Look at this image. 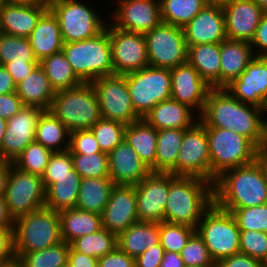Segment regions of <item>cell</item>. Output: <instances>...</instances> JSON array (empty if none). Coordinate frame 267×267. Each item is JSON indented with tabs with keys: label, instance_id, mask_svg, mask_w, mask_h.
<instances>
[{
	"label": "cell",
	"instance_id": "12",
	"mask_svg": "<svg viewBox=\"0 0 267 267\" xmlns=\"http://www.w3.org/2000/svg\"><path fill=\"white\" fill-rule=\"evenodd\" d=\"M144 37L149 66L171 69L187 62L188 47L183 28L161 23Z\"/></svg>",
	"mask_w": 267,
	"mask_h": 267
},
{
	"label": "cell",
	"instance_id": "3",
	"mask_svg": "<svg viewBox=\"0 0 267 267\" xmlns=\"http://www.w3.org/2000/svg\"><path fill=\"white\" fill-rule=\"evenodd\" d=\"M214 203L213 183L197 177L170 173L164 221L197 228L204 212Z\"/></svg>",
	"mask_w": 267,
	"mask_h": 267
},
{
	"label": "cell",
	"instance_id": "63",
	"mask_svg": "<svg viewBox=\"0 0 267 267\" xmlns=\"http://www.w3.org/2000/svg\"><path fill=\"white\" fill-rule=\"evenodd\" d=\"M0 227H14V219L9 213L4 196H0Z\"/></svg>",
	"mask_w": 267,
	"mask_h": 267
},
{
	"label": "cell",
	"instance_id": "68",
	"mask_svg": "<svg viewBox=\"0 0 267 267\" xmlns=\"http://www.w3.org/2000/svg\"><path fill=\"white\" fill-rule=\"evenodd\" d=\"M231 0H206L207 4L220 5L223 6L229 3Z\"/></svg>",
	"mask_w": 267,
	"mask_h": 267
},
{
	"label": "cell",
	"instance_id": "11",
	"mask_svg": "<svg viewBox=\"0 0 267 267\" xmlns=\"http://www.w3.org/2000/svg\"><path fill=\"white\" fill-rule=\"evenodd\" d=\"M4 198L14 220L44 208L45 188L42 177L21 171L11 162Z\"/></svg>",
	"mask_w": 267,
	"mask_h": 267
},
{
	"label": "cell",
	"instance_id": "54",
	"mask_svg": "<svg viewBox=\"0 0 267 267\" xmlns=\"http://www.w3.org/2000/svg\"><path fill=\"white\" fill-rule=\"evenodd\" d=\"M164 254L165 249L160 243L152 246L135 258V267H160Z\"/></svg>",
	"mask_w": 267,
	"mask_h": 267
},
{
	"label": "cell",
	"instance_id": "22",
	"mask_svg": "<svg viewBox=\"0 0 267 267\" xmlns=\"http://www.w3.org/2000/svg\"><path fill=\"white\" fill-rule=\"evenodd\" d=\"M222 8L227 39L250 43L266 12L254 0H231Z\"/></svg>",
	"mask_w": 267,
	"mask_h": 267
},
{
	"label": "cell",
	"instance_id": "19",
	"mask_svg": "<svg viewBox=\"0 0 267 267\" xmlns=\"http://www.w3.org/2000/svg\"><path fill=\"white\" fill-rule=\"evenodd\" d=\"M43 110L37 107L23 106L7 126L0 147V159L12 162L28 144L35 141L37 121Z\"/></svg>",
	"mask_w": 267,
	"mask_h": 267
},
{
	"label": "cell",
	"instance_id": "39",
	"mask_svg": "<svg viewBox=\"0 0 267 267\" xmlns=\"http://www.w3.org/2000/svg\"><path fill=\"white\" fill-rule=\"evenodd\" d=\"M162 23L185 27L207 4L206 0H159Z\"/></svg>",
	"mask_w": 267,
	"mask_h": 267
},
{
	"label": "cell",
	"instance_id": "41",
	"mask_svg": "<svg viewBox=\"0 0 267 267\" xmlns=\"http://www.w3.org/2000/svg\"><path fill=\"white\" fill-rule=\"evenodd\" d=\"M69 247L62 241L40 251L24 253L17 263L20 267H62L68 263Z\"/></svg>",
	"mask_w": 267,
	"mask_h": 267
},
{
	"label": "cell",
	"instance_id": "60",
	"mask_svg": "<svg viewBox=\"0 0 267 267\" xmlns=\"http://www.w3.org/2000/svg\"><path fill=\"white\" fill-rule=\"evenodd\" d=\"M12 92H16V84L5 66L0 65V95Z\"/></svg>",
	"mask_w": 267,
	"mask_h": 267
},
{
	"label": "cell",
	"instance_id": "34",
	"mask_svg": "<svg viewBox=\"0 0 267 267\" xmlns=\"http://www.w3.org/2000/svg\"><path fill=\"white\" fill-rule=\"evenodd\" d=\"M124 139L136 151L151 172H155L157 129L141 118L126 125Z\"/></svg>",
	"mask_w": 267,
	"mask_h": 267
},
{
	"label": "cell",
	"instance_id": "67",
	"mask_svg": "<svg viewBox=\"0 0 267 267\" xmlns=\"http://www.w3.org/2000/svg\"><path fill=\"white\" fill-rule=\"evenodd\" d=\"M6 126H7V120H4L0 117V147L3 141V137L5 135Z\"/></svg>",
	"mask_w": 267,
	"mask_h": 267
},
{
	"label": "cell",
	"instance_id": "51",
	"mask_svg": "<svg viewBox=\"0 0 267 267\" xmlns=\"http://www.w3.org/2000/svg\"><path fill=\"white\" fill-rule=\"evenodd\" d=\"M73 161L69 150L53 152L41 177H62L71 175Z\"/></svg>",
	"mask_w": 267,
	"mask_h": 267
},
{
	"label": "cell",
	"instance_id": "17",
	"mask_svg": "<svg viewBox=\"0 0 267 267\" xmlns=\"http://www.w3.org/2000/svg\"><path fill=\"white\" fill-rule=\"evenodd\" d=\"M170 187V173L150 172L135 185L138 221L161 223Z\"/></svg>",
	"mask_w": 267,
	"mask_h": 267
},
{
	"label": "cell",
	"instance_id": "25",
	"mask_svg": "<svg viewBox=\"0 0 267 267\" xmlns=\"http://www.w3.org/2000/svg\"><path fill=\"white\" fill-rule=\"evenodd\" d=\"M49 3L16 4L0 1V32L28 38Z\"/></svg>",
	"mask_w": 267,
	"mask_h": 267
},
{
	"label": "cell",
	"instance_id": "45",
	"mask_svg": "<svg viewBox=\"0 0 267 267\" xmlns=\"http://www.w3.org/2000/svg\"><path fill=\"white\" fill-rule=\"evenodd\" d=\"M196 228L162 221L159 223V241L165 251L181 253Z\"/></svg>",
	"mask_w": 267,
	"mask_h": 267
},
{
	"label": "cell",
	"instance_id": "56",
	"mask_svg": "<svg viewBox=\"0 0 267 267\" xmlns=\"http://www.w3.org/2000/svg\"><path fill=\"white\" fill-rule=\"evenodd\" d=\"M250 45L255 56L267 57V13L263 15L256 28L254 38L251 40Z\"/></svg>",
	"mask_w": 267,
	"mask_h": 267
},
{
	"label": "cell",
	"instance_id": "14",
	"mask_svg": "<svg viewBox=\"0 0 267 267\" xmlns=\"http://www.w3.org/2000/svg\"><path fill=\"white\" fill-rule=\"evenodd\" d=\"M91 83L97 94L102 118L125 125L141 119L134 111L125 75H108Z\"/></svg>",
	"mask_w": 267,
	"mask_h": 267
},
{
	"label": "cell",
	"instance_id": "1",
	"mask_svg": "<svg viewBox=\"0 0 267 267\" xmlns=\"http://www.w3.org/2000/svg\"><path fill=\"white\" fill-rule=\"evenodd\" d=\"M199 120L206 127L228 129L248 138L256 147L266 139L262 109L242 103L225 88H212Z\"/></svg>",
	"mask_w": 267,
	"mask_h": 267
},
{
	"label": "cell",
	"instance_id": "42",
	"mask_svg": "<svg viewBox=\"0 0 267 267\" xmlns=\"http://www.w3.org/2000/svg\"><path fill=\"white\" fill-rule=\"evenodd\" d=\"M24 64L39 62L30 46L28 38L11 36L0 32V65L7 63Z\"/></svg>",
	"mask_w": 267,
	"mask_h": 267
},
{
	"label": "cell",
	"instance_id": "28",
	"mask_svg": "<svg viewBox=\"0 0 267 267\" xmlns=\"http://www.w3.org/2000/svg\"><path fill=\"white\" fill-rule=\"evenodd\" d=\"M255 57L249 42L225 39L220 43V88H225L245 71Z\"/></svg>",
	"mask_w": 267,
	"mask_h": 267
},
{
	"label": "cell",
	"instance_id": "52",
	"mask_svg": "<svg viewBox=\"0 0 267 267\" xmlns=\"http://www.w3.org/2000/svg\"><path fill=\"white\" fill-rule=\"evenodd\" d=\"M16 262L14 227H0V267H8Z\"/></svg>",
	"mask_w": 267,
	"mask_h": 267
},
{
	"label": "cell",
	"instance_id": "7",
	"mask_svg": "<svg viewBox=\"0 0 267 267\" xmlns=\"http://www.w3.org/2000/svg\"><path fill=\"white\" fill-rule=\"evenodd\" d=\"M83 1L49 0V9L58 20L64 43L93 38L107 25V18L104 20L102 12L98 13L100 9L96 10L88 0Z\"/></svg>",
	"mask_w": 267,
	"mask_h": 267
},
{
	"label": "cell",
	"instance_id": "70",
	"mask_svg": "<svg viewBox=\"0 0 267 267\" xmlns=\"http://www.w3.org/2000/svg\"><path fill=\"white\" fill-rule=\"evenodd\" d=\"M261 266L267 267V255L261 260Z\"/></svg>",
	"mask_w": 267,
	"mask_h": 267
},
{
	"label": "cell",
	"instance_id": "35",
	"mask_svg": "<svg viewBox=\"0 0 267 267\" xmlns=\"http://www.w3.org/2000/svg\"><path fill=\"white\" fill-rule=\"evenodd\" d=\"M114 186L110 177L82 178L75 207L101 215Z\"/></svg>",
	"mask_w": 267,
	"mask_h": 267
},
{
	"label": "cell",
	"instance_id": "32",
	"mask_svg": "<svg viewBox=\"0 0 267 267\" xmlns=\"http://www.w3.org/2000/svg\"><path fill=\"white\" fill-rule=\"evenodd\" d=\"M187 61L212 88H220V43L188 47Z\"/></svg>",
	"mask_w": 267,
	"mask_h": 267
},
{
	"label": "cell",
	"instance_id": "43",
	"mask_svg": "<svg viewBox=\"0 0 267 267\" xmlns=\"http://www.w3.org/2000/svg\"><path fill=\"white\" fill-rule=\"evenodd\" d=\"M53 151L34 141L12 161L21 171L42 176Z\"/></svg>",
	"mask_w": 267,
	"mask_h": 267
},
{
	"label": "cell",
	"instance_id": "4",
	"mask_svg": "<svg viewBox=\"0 0 267 267\" xmlns=\"http://www.w3.org/2000/svg\"><path fill=\"white\" fill-rule=\"evenodd\" d=\"M62 51L83 83L114 74L112 47L106 28L93 38L64 43Z\"/></svg>",
	"mask_w": 267,
	"mask_h": 267
},
{
	"label": "cell",
	"instance_id": "40",
	"mask_svg": "<svg viewBox=\"0 0 267 267\" xmlns=\"http://www.w3.org/2000/svg\"><path fill=\"white\" fill-rule=\"evenodd\" d=\"M69 245L74 251L98 259L118 246L117 235L102 227L97 232L73 240Z\"/></svg>",
	"mask_w": 267,
	"mask_h": 267
},
{
	"label": "cell",
	"instance_id": "55",
	"mask_svg": "<svg viewBox=\"0 0 267 267\" xmlns=\"http://www.w3.org/2000/svg\"><path fill=\"white\" fill-rule=\"evenodd\" d=\"M23 106L16 92L0 95V117L4 120L12 118Z\"/></svg>",
	"mask_w": 267,
	"mask_h": 267
},
{
	"label": "cell",
	"instance_id": "66",
	"mask_svg": "<svg viewBox=\"0 0 267 267\" xmlns=\"http://www.w3.org/2000/svg\"><path fill=\"white\" fill-rule=\"evenodd\" d=\"M262 120H263V131H264L265 137L267 138V100L264 102V105L262 108Z\"/></svg>",
	"mask_w": 267,
	"mask_h": 267
},
{
	"label": "cell",
	"instance_id": "57",
	"mask_svg": "<svg viewBox=\"0 0 267 267\" xmlns=\"http://www.w3.org/2000/svg\"><path fill=\"white\" fill-rule=\"evenodd\" d=\"M215 267H262L261 260L238 253L216 262Z\"/></svg>",
	"mask_w": 267,
	"mask_h": 267
},
{
	"label": "cell",
	"instance_id": "2",
	"mask_svg": "<svg viewBox=\"0 0 267 267\" xmlns=\"http://www.w3.org/2000/svg\"><path fill=\"white\" fill-rule=\"evenodd\" d=\"M214 203L221 209H235L267 203V179L259 165L250 164L224 171L213 184Z\"/></svg>",
	"mask_w": 267,
	"mask_h": 267
},
{
	"label": "cell",
	"instance_id": "21",
	"mask_svg": "<svg viewBox=\"0 0 267 267\" xmlns=\"http://www.w3.org/2000/svg\"><path fill=\"white\" fill-rule=\"evenodd\" d=\"M135 186L115 185L101 214L102 227L117 236L138 222Z\"/></svg>",
	"mask_w": 267,
	"mask_h": 267
},
{
	"label": "cell",
	"instance_id": "5",
	"mask_svg": "<svg viewBox=\"0 0 267 267\" xmlns=\"http://www.w3.org/2000/svg\"><path fill=\"white\" fill-rule=\"evenodd\" d=\"M62 242L60 216L46 207L14 220V250L18 260L24 253L40 251Z\"/></svg>",
	"mask_w": 267,
	"mask_h": 267
},
{
	"label": "cell",
	"instance_id": "24",
	"mask_svg": "<svg viewBox=\"0 0 267 267\" xmlns=\"http://www.w3.org/2000/svg\"><path fill=\"white\" fill-rule=\"evenodd\" d=\"M108 165L115 185L135 186L151 172L125 139L108 153Z\"/></svg>",
	"mask_w": 267,
	"mask_h": 267
},
{
	"label": "cell",
	"instance_id": "33",
	"mask_svg": "<svg viewBox=\"0 0 267 267\" xmlns=\"http://www.w3.org/2000/svg\"><path fill=\"white\" fill-rule=\"evenodd\" d=\"M61 239L67 244L102 228L101 215L76 207L59 211Z\"/></svg>",
	"mask_w": 267,
	"mask_h": 267
},
{
	"label": "cell",
	"instance_id": "69",
	"mask_svg": "<svg viewBox=\"0 0 267 267\" xmlns=\"http://www.w3.org/2000/svg\"><path fill=\"white\" fill-rule=\"evenodd\" d=\"M258 6L267 13V0H254Z\"/></svg>",
	"mask_w": 267,
	"mask_h": 267
},
{
	"label": "cell",
	"instance_id": "64",
	"mask_svg": "<svg viewBox=\"0 0 267 267\" xmlns=\"http://www.w3.org/2000/svg\"><path fill=\"white\" fill-rule=\"evenodd\" d=\"M11 162L0 159V196H4Z\"/></svg>",
	"mask_w": 267,
	"mask_h": 267
},
{
	"label": "cell",
	"instance_id": "37",
	"mask_svg": "<svg viewBox=\"0 0 267 267\" xmlns=\"http://www.w3.org/2000/svg\"><path fill=\"white\" fill-rule=\"evenodd\" d=\"M69 131L65 124L50 110L40 115L35 133V141L53 152L69 149Z\"/></svg>",
	"mask_w": 267,
	"mask_h": 267
},
{
	"label": "cell",
	"instance_id": "15",
	"mask_svg": "<svg viewBox=\"0 0 267 267\" xmlns=\"http://www.w3.org/2000/svg\"><path fill=\"white\" fill-rule=\"evenodd\" d=\"M110 7L108 21L124 31L145 35L162 23L159 0H112Z\"/></svg>",
	"mask_w": 267,
	"mask_h": 267
},
{
	"label": "cell",
	"instance_id": "59",
	"mask_svg": "<svg viewBox=\"0 0 267 267\" xmlns=\"http://www.w3.org/2000/svg\"><path fill=\"white\" fill-rule=\"evenodd\" d=\"M68 264L71 267H97L98 259L81 252L74 251L69 247Z\"/></svg>",
	"mask_w": 267,
	"mask_h": 267
},
{
	"label": "cell",
	"instance_id": "10",
	"mask_svg": "<svg viewBox=\"0 0 267 267\" xmlns=\"http://www.w3.org/2000/svg\"><path fill=\"white\" fill-rule=\"evenodd\" d=\"M124 75L134 111L140 118L158 103L171 99L170 69L147 66Z\"/></svg>",
	"mask_w": 267,
	"mask_h": 267
},
{
	"label": "cell",
	"instance_id": "48",
	"mask_svg": "<svg viewBox=\"0 0 267 267\" xmlns=\"http://www.w3.org/2000/svg\"><path fill=\"white\" fill-rule=\"evenodd\" d=\"M240 231H262L267 233V203L235 209L232 212Z\"/></svg>",
	"mask_w": 267,
	"mask_h": 267
},
{
	"label": "cell",
	"instance_id": "62",
	"mask_svg": "<svg viewBox=\"0 0 267 267\" xmlns=\"http://www.w3.org/2000/svg\"><path fill=\"white\" fill-rule=\"evenodd\" d=\"M160 267H185V265L179 253L165 251Z\"/></svg>",
	"mask_w": 267,
	"mask_h": 267
},
{
	"label": "cell",
	"instance_id": "20",
	"mask_svg": "<svg viewBox=\"0 0 267 267\" xmlns=\"http://www.w3.org/2000/svg\"><path fill=\"white\" fill-rule=\"evenodd\" d=\"M225 89L238 101L262 109L267 100V57L255 56Z\"/></svg>",
	"mask_w": 267,
	"mask_h": 267
},
{
	"label": "cell",
	"instance_id": "31",
	"mask_svg": "<svg viewBox=\"0 0 267 267\" xmlns=\"http://www.w3.org/2000/svg\"><path fill=\"white\" fill-rule=\"evenodd\" d=\"M159 243V223L138 221L117 236L118 247L133 258Z\"/></svg>",
	"mask_w": 267,
	"mask_h": 267
},
{
	"label": "cell",
	"instance_id": "46",
	"mask_svg": "<svg viewBox=\"0 0 267 267\" xmlns=\"http://www.w3.org/2000/svg\"><path fill=\"white\" fill-rule=\"evenodd\" d=\"M74 170L82 178L110 177L108 153L71 154Z\"/></svg>",
	"mask_w": 267,
	"mask_h": 267
},
{
	"label": "cell",
	"instance_id": "65",
	"mask_svg": "<svg viewBox=\"0 0 267 267\" xmlns=\"http://www.w3.org/2000/svg\"><path fill=\"white\" fill-rule=\"evenodd\" d=\"M7 3L16 4H39V3H49V0H0Z\"/></svg>",
	"mask_w": 267,
	"mask_h": 267
},
{
	"label": "cell",
	"instance_id": "16",
	"mask_svg": "<svg viewBox=\"0 0 267 267\" xmlns=\"http://www.w3.org/2000/svg\"><path fill=\"white\" fill-rule=\"evenodd\" d=\"M112 47L114 74L124 75L149 66L144 34L128 32L107 22Z\"/></svg>",
	"mask_w": 267,
	"mask_h": 267
},
{
	"label": "cell",
	"instance_id": "47",
	"mask_svg": "<svg viewBox=\"0 0 267 267\" xmlns=\"http://www.w3.org/2000/svg\"><path fill=\"white\" fill-rule=\"evenodd\" d=\"M181 258L185 266L189 267H215V261L210 256L203 238L196 231L182 249Z\"/></svg>",
	"mask_w": 267,
	"mask_h": 267
},
{
	"label": "cell",
	"instance_id": "36",
	"mask_svg": "<svg viewBox=\"0 0 267 267\" xmlns=\"http://www.w3.org/2000/svg\"><path fill=\"white\" fill-rule=\"evenodd\" d=\"M187 129L157 130L155 172L176 176V159Z\"/></svg>",
	"mask_w": 267,
	"mask_h": 267
},
{
	"label": "cell",
	"instance_id": "44",
	"mask_svg": "<svg viewBox=\"0 0 267 267\" xmlns=\"http://www.w3.org/2000/svg\"><path fill=\"white\" fill-rule=\"evenodd\" d=\"M126 125L100 118L91 128L102 152L109 153L124 139Z\"/></svg>",
	"mask_w": 267,
	"mask_h": 267
},
{
	"label": "cell",
	"instance_id": "8",
	"mask_svg": "<svg viewBox=\"0 0 267 267\" xmlns=\"http://www.w3.org/2000/svg\"><path fill=\"white\" fill-rule=\"evenodd\" d=\"M215 263L240 253V229L231 212L213 203L196 228Z\"/></svg>",
	"mask_w": 267,
	"mask_h": 267
},
{
	"label": "cell",
	"instance_id": "50",
	"mask_svg": "<svg viewBox=\"0 0 267 267\" xmlns=\"http://www.w3.org/2000/svg\"><path fill=\"white\" fill-rule=\"evenodd\" d=\"M71 154H92L102 152L90 129L75 130L69 133V149Z\"/></svg>",
	"mask_w": 267,
	"mask_h": 267
},
{
	"label": "cell",
	"instance_id": "72",
	"mask_svg": "<svg viewBox=\"0 0 267 267\" xmlns=\"http://www.w3.org/2000/svg\"><path fill=\"white\" fill-rule=\"evenodd\" d=\"M62 267H71V266L67 263L66 265H64Z\"/></svg>",
	"mask_w": 267,
	"mask_h": 267
},
{
	"label": "cell",
	"instance_id": "53",
	"mask_svg": "<svg viewBox=\"0 0 267 267\" xmlns=\"http://www.w3.org/2000/svg\"><path fill=\"white\" fill-rule=\"evenodd\" d=\"M97 267H135V258L127 255L117 246L113 251L98 258Z\"/></svg>",
	"mask_w": 267,
	"mask_h": 267
},
{
	"label": "cell",
	"instance_id": "61",
	"mask_svg": "<svg viewBox=\"0 0 267 267\" xmlns=\"http://www.w3.org/2000/svg\"><path fill=\"white\" fill-rule=\"evenodd\" d=\"M255 162L259 165L267 179V138L256 147Z\"/></svg>",
	"mask_w": 267,
	"mask_h": 267
},
{
	"label": "cell",
	"instance_id": "26",
	"mask_svg": "<svg viewBox=\"0 0 267 267\" xmlns=\"http://www.w3.org/2000/svg\"><path fill=\"white\" fill-rule=\"evenodd\" d=\"M143 119L157 130L189 129L199 116L187 105L169 99L158 103Z\"/></svg>",
	"mask_w": 267,
	"mask_h": 267
},
{
	"label": "cell",
	"instance_id": "9",
	"mask_svg": "<svg viewBox=\"0 0 267 267\" xmlns=\"http://www.w3.org/2000/svg\"><path fill=\"white\" fill-rule=\"evenodd\" d=\"M207 136L213 184L224 171L255 161L256 146L248 138L216 127H207Z\"/></svg>",
	"mask_w": 267,
	"mask_h": 267
},
{
	"label": "cell",
	"instance_id": "29",
	"mask_svg": "<svg viewBox=\"0 0 267 267\" xmlns=\"http://www.w3.org/2000/svg\"><path fill=\"white\" fill-rule=\"evenodd\" d=\"M28 40L39 62L54 53L62 51L64 42L59 23L49 8L39 18L36 27L28 36Z\"/></svg>",
	"mask_w": 267,
	"mask_h": 267
},
{
	"label": "cell",
	"instance_id": "18",
	"mask_svg": "<svg viewBox=\"0 0 267 267\" xmlns=\"http://www.w3.org/2000/svg\"><path fill=\"white\" fill-rule=\"evenodd\" d=\"M170 72L171 99L187 105L200 116L212 87L188 61L171 68Z\"/></svg>",
	"mask_w": 267,
	"mask_h": 267
},
{
	"label": "cell",
	"instance_id": "30",
	"mask_svg": "<svg viewBox=\"0 0 267 267\" xmlns=\"http://www.w3.org/2000/svg\"><path fill=\"white\" fill-rule=\"evenodd\" d=\"M16 94L24 106L48 111L52 106L55 91L44 70L38 64L23 81L16 85Z\"/></svg>",
	"mask_w": 267,
	"mask_h": 267
},
{
	"label": "cell",
	"instance_id": "27",
	"mask_svg": "<svg viewBox=\"0 0 267 267\" xmlns=\"http://www.w3.org/2000/svg\"><path fill=\"white\" fill-rule=\"evenodd\" d=\"M82 177L74 170L62 177H42L45 188V207L54 211L74 208Z\"/></svg>",
	"mask_w": 267,
	"mask_h": 267
},
{
	"label": "cell",
	"instance_id": "38",
	"mask_svg": "<svg viewBox=\"0 0 267 267\" xmlns=\"http://www.w3.org/2000/svg\"><path fill=\"white\" fill-rule=\"evenodd\" d=\"M39 65L44 70L54 91L74 88L83 82L73 72L63 51L42 59Z\"/></svg>",
	"mask_w": 267,
	"mask_h": 267
},
{
	"label": "cell",
	"instance_id": "23",
	"mask_svg": "<svg viewBox=\"0 0 267 267\" xmlns=\"http://www.w3.org/2000/svg\"><path fill=\"white\" fill-rule=\"evenodd\" d=\"M183 30L187 47L223 42L227 36L222 6L206 4Z\"/></svg>",
	"mask_w": 267,
	"mask_h": 267
},
{
	"label": "cell",
	"instance_id": "49",
	"mask_svg": "<svg viewBox=\"0 0 267 267\" xmlns=\"http://www.w3.org/2000/svg\"><path fill=\"white\" fill-rule=\"evenodd\" d=\"M240 253L262 260L267 255V233L253 230L241 231Z\"/></svg>",
	"mask_w": 267,
	"mask_h": 267
},
{
	"label": "cell",
	"instance_id": "58",
	"mask_svg": "<svg viewBox=\"0 0 267 267\" xmlns=\"http://www.w3.org/2000/svg\"><path fill=\"white\" fill-rule=\"evenodd\" d=\"M38 64L39 62H24V64H13V62H11L5 64L4 66L11 74L13 81L17 85L23 81L29 75L31 70H33V68Z\"/></svg>",
	"mask_w": 267,
	"mask_h": 267
},
{
	"label": "cell",
	"instance_id": "13",
	"mask_svg": "<svg viewBox=\"0 0 267 267\" xmlns=\"http://www.w3.org/2000/svg\"><path fill=\"white\" fill-rule=\"evenodd\" d=\"M176 176L197 177L211 182L207 127L200 120L184 132L176 159Z\"/></svg>",
	"mask_w": 267,
	"mask_h": 267
},
{
	"label": "cell",
	"instance_id": "6",
	"mask_svg": "<svg viewBox=\"0 0 267 267\" xmlns=\"http://www.w3.org/2000/svg\"><path fill=\"white\" fill-rule=\"evenodd\" d=\"M50 111L65 124L69 132L90 129L102 118L92 83L56 91Z\"/></svg>",
	"mask_w": 267,
	"mask_h": 267
},
{
	"label": "cell",
	"instance_id": "71",
	"mask_svg": "<svg viewBox=\"0 0 267 267\" xmlns=\"http://www.w3.org/2000/svg\"><path fill=\"white\" fill-rule=\"evenodd\" d=\"M8 267H20V266H19V264L16 262V263H14L13 265H10V266H8Z\"/></svg>",
	"mask_w": 267,
	"mask_h": 267
}]
</instances>
